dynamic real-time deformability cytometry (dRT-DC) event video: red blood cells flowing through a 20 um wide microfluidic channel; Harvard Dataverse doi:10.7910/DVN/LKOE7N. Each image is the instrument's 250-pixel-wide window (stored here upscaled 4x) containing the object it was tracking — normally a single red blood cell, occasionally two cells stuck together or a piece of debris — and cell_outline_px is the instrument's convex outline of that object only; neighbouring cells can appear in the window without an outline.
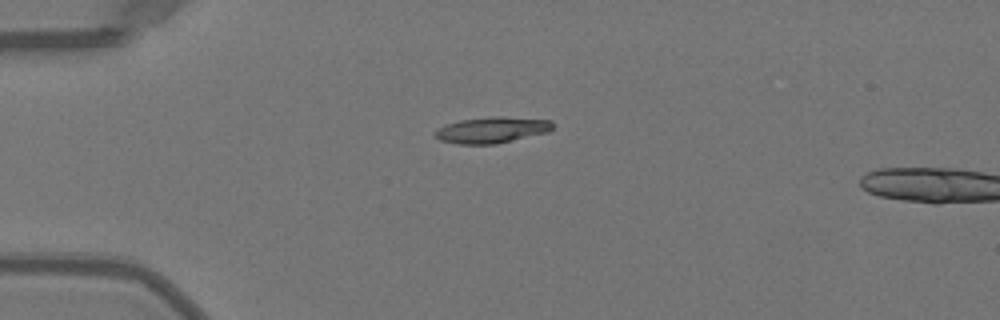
{"species": "Egyptian fruit bat (a non-hibernating species)", "species_latin": "Rousettus aegyptiacus", "temperature_condition": "warm", "stored_images_in_passage": 16, "camera_frame_rate_fps": 3000, "um_per_image_px": 0.085, "animal": {"sex": "female"}, "frame": {"image": 1, "passage_image": 14, "time_ms": 4.333, "image_size_px": [1000, 320], "cell_outline_px": [[552, 128], [548, 132], [496, 144], [456, 144], [440, 140], [432, 132], [436, 128], [460, 120], [496, 116], [500, 116], [552, 120]], "centroid_in_image_um": [41.78, 11.05], "position_along_channel_um": 43.2, "area_um2": 17.86}}